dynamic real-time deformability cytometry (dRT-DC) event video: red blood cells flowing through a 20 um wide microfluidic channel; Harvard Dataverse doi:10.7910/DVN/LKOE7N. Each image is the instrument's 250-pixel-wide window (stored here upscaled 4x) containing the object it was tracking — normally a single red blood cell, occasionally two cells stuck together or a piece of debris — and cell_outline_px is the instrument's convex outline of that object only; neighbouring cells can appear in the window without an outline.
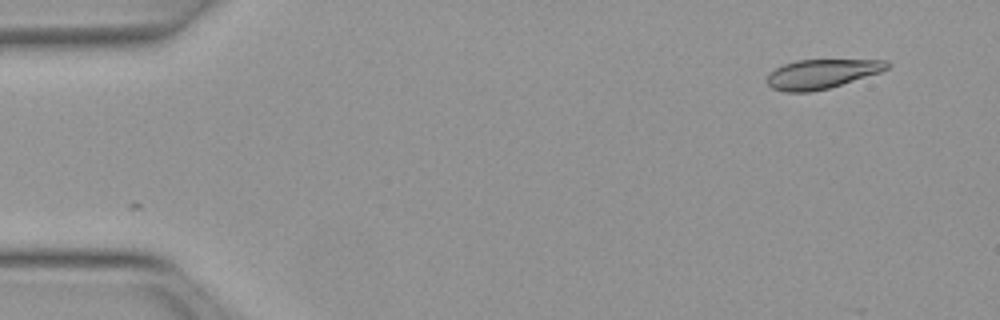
{"species": "Egyptian fruit bat (a non-hibernating species)", "species_latin": "Rousettus aegyptiacus", "temperature_condition": "warm", "stored_images_in_passage": 11, "camera_frame_rate_fps": 3000, "um_per_image_px": 0.085, "animal": {"sex": "female"}, "frame": {"image": 1, "passage_image": 1, "time_ms": 0.0, "image_size_px": [1000, 320], "cell_outline_px": [[892, 64], [888, 68], [880, 72], [828, 88], [812, 92], [784, 92], [772, 88], [764, 80], [768, 72], [784, 64], [796, 60], [888, 60]], "centroid_in_image_um": [69.8, 6.28], "position_along_channel_um": 15.2, "area_um2": 20.58}}